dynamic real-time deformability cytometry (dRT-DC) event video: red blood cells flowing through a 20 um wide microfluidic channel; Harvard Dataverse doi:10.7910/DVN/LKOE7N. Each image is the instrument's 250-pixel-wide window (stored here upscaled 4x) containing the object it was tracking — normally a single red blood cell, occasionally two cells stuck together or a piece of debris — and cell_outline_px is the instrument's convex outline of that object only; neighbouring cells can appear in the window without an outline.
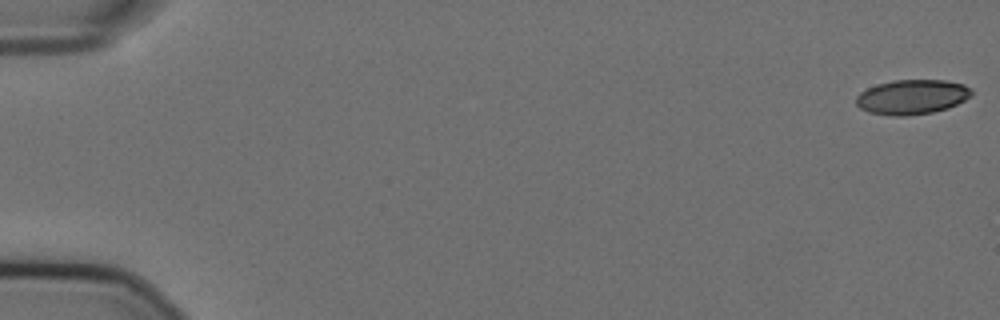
{"species": "Egyptian fruit bat (a non-hibernating species)", "species_latin": "Rousettus aegyptiacus", "temperature_condition": "cold", "stored_images_in_passage": 57, "camera_frame_rate_fps": 3000, "um_per_image_px": 0.085, "animal": {"sex": "female"}, "frame": {"image": 1, "passage_image": 1, "time_ms": 0.0, "image_size_px": [1000, 320], "cell_outline_px": [[972, 96], [948, 108], [932, 112], [908, 116], [892, 116], [868, 112], [860, 108], [856, 104], [856, 96], [860, 92], [876, 84], [892, 80], [944, 80], [964, 84], [972, 88]], "centroid_in_image_um": [77.51, 8.24], "position_along_channel_um": 7.5, "area_um2": 23.52}}
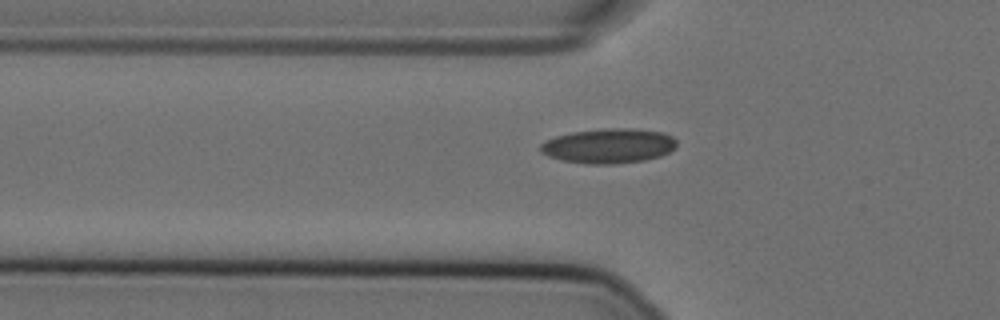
{"frame": {"image": 2, "passage_image": 20, "time_ms": 6.333, "image_size_px": [1000, 320], "cell_outline_px": [[676, 148], [660, 156], [644, 160], [612, 164], [584, 164], [560, 160], [548, 156], [540, 152], [540, 144], [556, 136], [572, 132], [608, 128], [632, 128], [664, 132], [672, 136], [676, 140]], "centroid_in_image_um": [51.74, 12.4], "position_along_channel_um": 74.1, "area_um2": 27.69}}
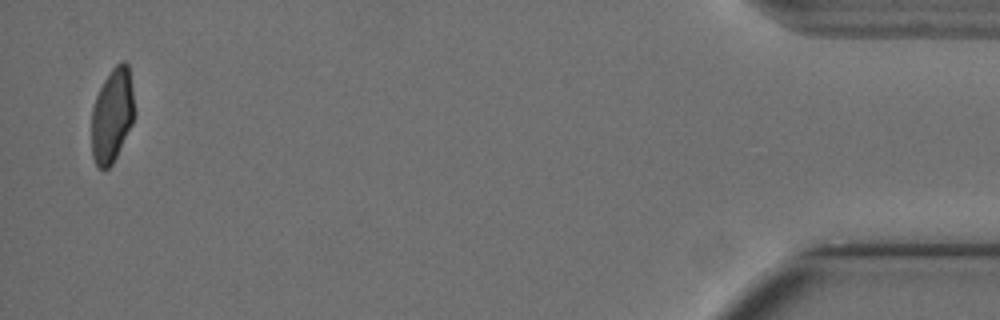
{"frame": {"image": 3, "passage_image": 56, "time_ms": 18.333, "image_size_px": [1000, 320], "cell_outline_px": [[132, 124], [112, 164], [108, 168], [100, 168], [96, 164], [92, 156], [92, 108], [96, 96], [104, 80], [112, 68], [116, 64], [124, 60], [128, 64], [132, 88]], "centroid_in_image_um": [9.51, 9.79], "position_along_channel_um": 425.7, "area_um2": 22.95}, "authors_computed_cell_mechanics": {"area_um2": 25.143, "velocity_mm_per_s": 3.5943, "shape_relaxation_time_tau1_ms": null, "shape_relaxation_time_tau2_ms": 1.4646, "deformation_change_tau1": null, "deformation_change_tau2": 0.0548}}